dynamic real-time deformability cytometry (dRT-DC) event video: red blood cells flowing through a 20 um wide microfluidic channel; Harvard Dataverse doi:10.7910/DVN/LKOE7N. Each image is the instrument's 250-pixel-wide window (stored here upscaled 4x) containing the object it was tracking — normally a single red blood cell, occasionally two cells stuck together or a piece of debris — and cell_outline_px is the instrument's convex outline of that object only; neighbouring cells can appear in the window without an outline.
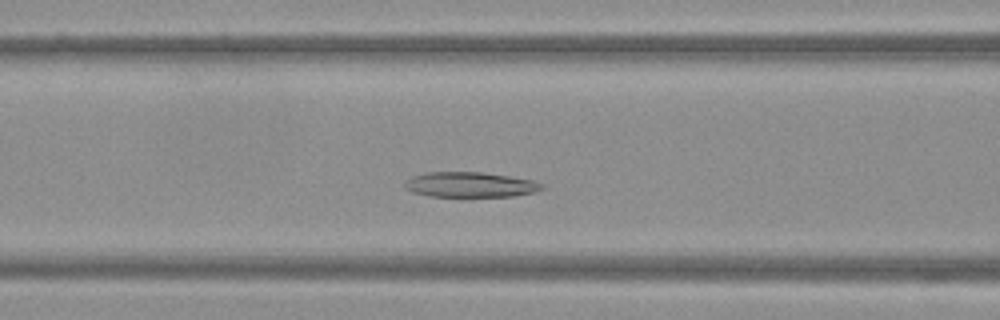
{"species": "Egyptian fruit bat (a non-hibernating species)", "species_latin": "Rousettus aegyptiacus", "temperature_condition": "warm", "stored_images_in_passage": 44, "camera_frame_rate_fps": 3000, "um_per_image_px": 0.085, "frame": {"image": 1, "passage_image": 14, "time_ms": 4.333, "image_size_px": [1000, 320], "cell_outline_px": [[544, 188], [536, 192], [516, 196], [428, 196], [412, 192], [404, 188], [404, 180], [412, 176], [428, 172], [484, 172], [532, 180], [544, 184]], "centroid_in_image_um": [39.95, 15.69], "position_along_channel_um": 126.6, "area_um2": 20.23}}
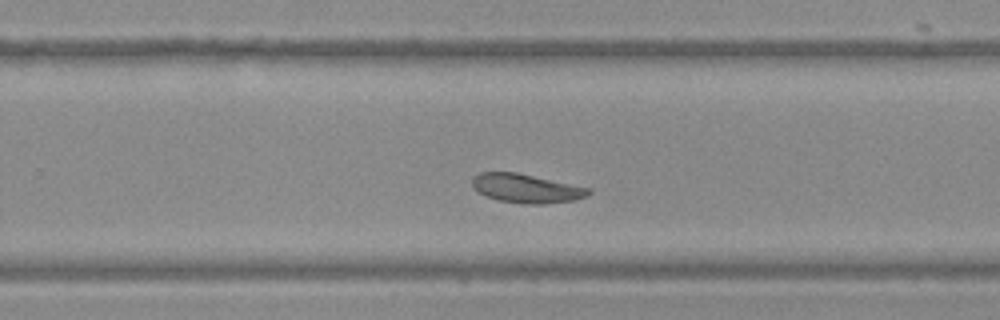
{"frame": {"image": 2, "passage_image": 26, "time_ms": 8.333, "image_size_px": [1000, 320], "cell_outline_px": [[592, 192], [576, 200], [544, 204], [532, 204], [496, 200], [472, 188], [472, 176], [480, 172], [516, 172], [588, 188]], "centroid_in_image_um": [44.68, 16.01], "position_along_channel_um": 285.1, "area_um2": 19.31}}
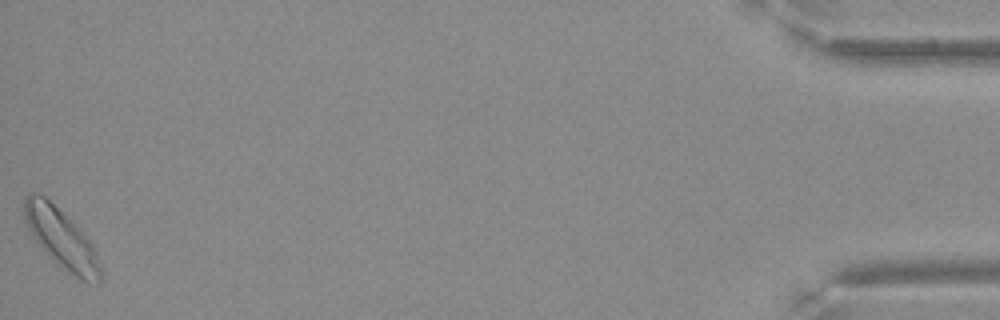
{"frame": {"image": 3, "passage_image": 44, "time_ms": 14.333, "image_size_px": [1000, 320], "cell_outline_px": [[104, 276], [100, 284], [96, 284], [80, 280], [60, 268], [48, 256], [32, 236], [24, 220], [24, 196], [28, 192], [40, 192], [92, 244], [96, 252]], "centroid_in_image_um": [5.21, 20.35], "position_along_channel_um": 430.0, "area_um2": 26.24}}